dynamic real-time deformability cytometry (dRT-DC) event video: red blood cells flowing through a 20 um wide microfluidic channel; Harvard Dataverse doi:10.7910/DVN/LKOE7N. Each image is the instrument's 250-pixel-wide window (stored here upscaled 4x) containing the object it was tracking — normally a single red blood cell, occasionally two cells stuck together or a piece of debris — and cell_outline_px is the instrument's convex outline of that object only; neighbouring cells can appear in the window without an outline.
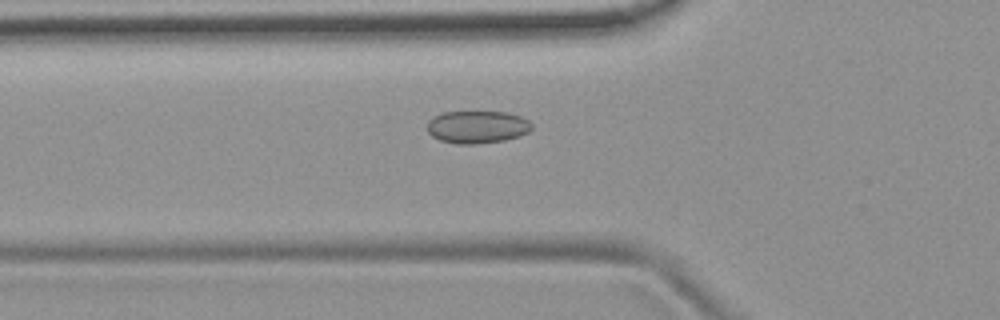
{"species": "common noctule bat (a hibernating species)", "species_latin": "Nyctalus noctula", "temperature_condition": "room temperature", "stored_images_in_passage": 6, "camera_frame_rate_fps": 3000, "um_per_image_px": 0.085, "animal": {"sex": "female", "body_mass_g": 19.9}, "frame": {"image": 1, "passage_image": 2, "time_ms": 0.333, "image_size_px": [1000, 320], "cell_outline_px": [[532, 128], [528, 132], [520, 136], [504, 140], [476, 144], [456, 144], [440, 140], [432, 136], [428, 132], [428, 120], [432, 116], [444, 112], [508, 112], [520, 116], [528, 120], [532, 124]], "centroid_in_image_um": [40.56, 10.79], "position_along_channel_um": 85.2, "area_um2": 19.94}}
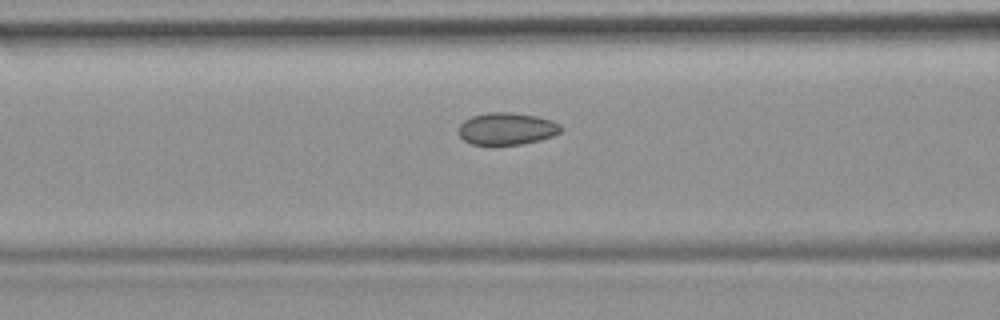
{"frame": {"image": 2, "passage_image": 5, "time_ms": 1.333, "image_size_px": [1000, 320], "cell_outline_px": [[560, 132], [552, 136], [540, 140], [520, 144], [492, 148], [472, 144], [464, 140], [460, 136], [460, 124], [464, 120], [472, 116], [488, 112], [512, 112], [536, 116], [552, 120], [560, 124]], "centroid_in_image_um": [43.04, 10.98], "position_along_channel_um": 123.6, "area_um2": 19.65}}